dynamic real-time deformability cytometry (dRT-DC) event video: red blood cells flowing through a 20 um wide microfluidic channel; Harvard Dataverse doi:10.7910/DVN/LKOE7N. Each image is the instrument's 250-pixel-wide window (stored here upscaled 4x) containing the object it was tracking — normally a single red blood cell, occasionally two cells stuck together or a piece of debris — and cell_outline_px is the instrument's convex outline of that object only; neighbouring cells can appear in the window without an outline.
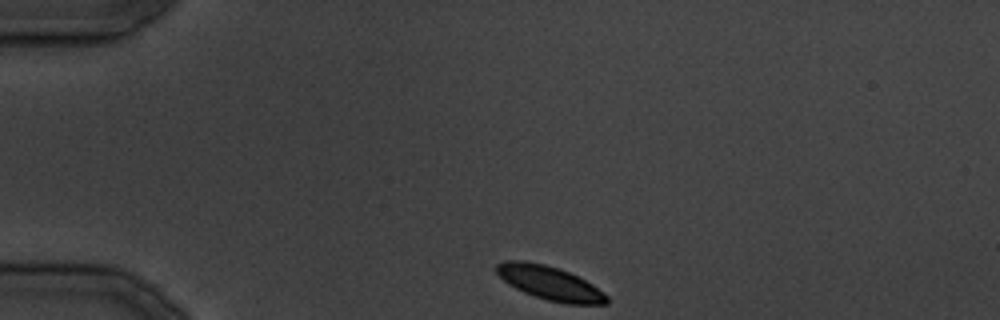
{"species": "common noctule bat (a hibernating species)", "species_latin": "Nyctalus noctula", "temperature_condition": "cold", "stored_images_in_passage": 28, "camera_frame_rate_fps": 3000, "um_per_image_px": 0.085, "animal": {"sex": "male", "body_mass_g": 19.5, "forearm_length_mm": 54.6}, "frame": {"image": 1, "passage_image": 1, "time_ms": 0.0, "image_size_px": [1000, 320], "cell_outline_px": [[608, 304], [568, 304], [548, 300], [524, 292], [508, 284], [496, 272], [496, 264], [504, 260], [524, 260], [544, 264], [560, 268], [592, 284], [604, 292], [608, 296]], "centroid_in_image_um": [46.73, 24.04], "position_along_channel_um": 38.3, "area_um2": 21.62}}
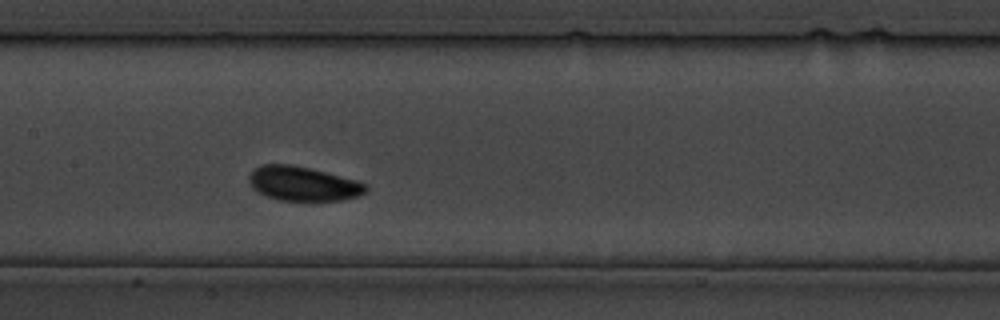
{"frame": {"image": 2, "passage_image": 11, "time_ms": 12.333, "image_size_px": [1000, 320], "cell_outline_px": [[368, 188], [360, 196], [340, 200], [280, 200], [268, 196], [252, 188], [248, 180], [248, 176], [260, 164], [292, 164], [356, 180], [368, 184]], "centroid_in_image_um": [25.76, 15.61], "position_along_channel_um": 181.6, "area_um2": 23.12}}
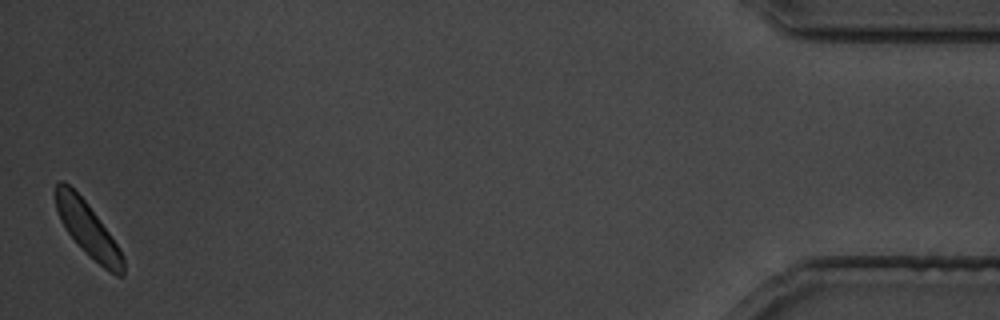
{"frame": {"image": 3, "passage_image": 28, "time_ms": 33.667, "image_size_px": [1000, 320], "cell_outline_px": [[124, 276], [116, 276], [104, 268], [68, 232], [60, 220], [56, 208], [56, 184], [60, 180], [64, 180], [88, 204], [108, 232], [124, 256]], "centroid_in_image_um": [7.47, 19.47], "position_along_channel_um": 427.7, "area_um2": 20.35}}